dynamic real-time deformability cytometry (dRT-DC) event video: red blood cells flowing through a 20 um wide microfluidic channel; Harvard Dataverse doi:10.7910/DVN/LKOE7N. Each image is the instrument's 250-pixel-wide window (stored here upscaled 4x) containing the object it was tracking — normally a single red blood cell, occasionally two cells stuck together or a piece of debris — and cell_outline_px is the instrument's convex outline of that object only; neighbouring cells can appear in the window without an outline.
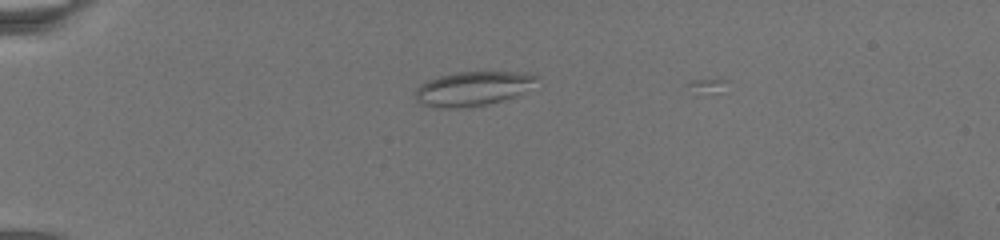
{"species": "common noctule bat (a hibernating species)", "species_latin": "Nyctalus noctula", "temperature_condition": "warm", "stored_images_in_passage": 4, "camera_frame_rate_fps": 3000, "um_per_image_px": 0.085, "animal": {"sex": "female", "body_mass_g": 19.5, "forearm_length_mm": 54.1}, "frame": {"image": 1, "passage_image": 3, "time_ms": 1.0, "image_size_px": [1000, 240], "cell_outline_px": [[536, 76], [520, 92], [512, 96], [488, 104], [464, 108], [432, 108], [420, 104], [416, 100], [416, 88], [428, 80], [440, 76], [456, 72], [524, 72]], "centroid_in_image_um": [40.02, 7.55], "position_along_channel_um": 45.0, "area_um2": 23.58}}